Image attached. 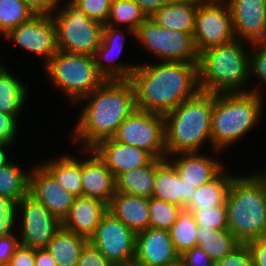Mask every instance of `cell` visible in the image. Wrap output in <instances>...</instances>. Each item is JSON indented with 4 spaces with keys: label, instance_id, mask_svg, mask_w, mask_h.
Segmentation results:
<instances>
[{
    "label": "cell",
    "instance_id": "cell-1",
    "mask_svg": "<svg viewBox=\"0 0 266 266\" xmlns=\"http://www.w3.org/2000/svg\"><path fill=\"white\" fill-rule=\"evenodd\" d=\"M130 81L136 108L162 115L200 91L198 63L162 61L138 65Z\"/></svg>",
    "mask_w": 266,
    "mask_h": 266
},
{
    "label": "cell",
    "instance_id": "cell-2",
    "mask_svg": "<svg viewBox=\"0 0 266 266\" xmlns=\"http://www.w3.org/2000/svg\"><path fill=\"white\" fill-rule=\"evenodd\" d=\"M86 100L73 137L74 142H84L85 150L113 138L118 126L136 109L135 89L130 80H106L79 101Z\"/></svg>",
    "mask_w": 266,
    "mask_h": 266
},
{
    "label": "cell",
    "instance_id": "cell-3",
    "mask_svg": "<svg viewBox=\"0 0 266 266\" xmlns=\"http://www.w3.org/2000/svg\"><path fill=\"white\" fill-rule=\"evenodd\" d=\"M225 207L228 230L241 244L266 236V173L234 175Z\"/></svg>",
    "mask_w": 266,
    "mask_h": 266
},
{
    "label": "cell",
    "instance_id": "cell-4",
    "mask_svg": "<svg viewBox=\"0 0 266 266\" xmlns=\"http://www.w3.org/2000/svg\"><path fill=\"white\" fill-rule=\"evenodd\" d=\"M215 94L199 91L164 115L166 157L198 152L211 143V118Z\"/></svg>",
    "mask_w": 266,
    "mask_h": 266
},
{
    "label": "cell",
    "instance_id": "cell-5",
    "mask_svg": "<svg viewBox=\"0 0 266 266\" xmlns=\"http://www.w3.org/2000/svg\"><path fill=\"white\" fill-rule=\"evenodd\" d=\"M250 55L244 41L203 50L198 60V82L202 92L212 94L244 93L241 86L250 77Z\"/></svg>",
    "mask_w": 266,
    "mask_h": 266
},
{
    "label": "cell",
    "instance_id": "cell-6",
    "mask_svg": "<svg viewBox=\"0 0 266 266\" xmlns=\"http://www.w3.org/2000/svg\"><path fill=\"white\" fill-rule=\"evenodd\" d=\"M259 95L257 89L215 94L211 118V144L215 152L240 140L259 121L263 104Z\"/></svg>",
    "mask_w": 266,
    "mask_h": 266
},
{
    "label": "cell",
    "instance_id": "cell-7",
    "mask_svg": "<svg viewBox=\"0 0 266 266\" xmlns=\"http://www.w3.org/2000/svg\"><path fill=\"white\" fill-rule=\"evenodd\" d=\"M44 66L47 76L74 104L106 81L90 55L58 50Z\"/></svg>",
    "mask_w": 266,
    "mask_h": 266
},
{
    "label": "cell",
    "instance_id": "cell-8",
    "mask_svg": "<svg viewBox=\"0 0 266 266\" xmlns=\"http://www.w3.org/2000/svg\"><path fill=\"white\" fill-rule=\"evenodd\" d=\"M52 15L57 30L58 49L72 54L94 56L102 37L103 25L91 20L72 0Z\"/></svg>",
    "mask_w": 266,
    "mask_h": 266
},
{
    "label": "cell",
    "instance_id": "cell-9",
    "mask_svg": "<svg viewBox=\"0 0 266 266\" xmlns=\"http://www.w3.org/2000/svg\"><path fill=\"white\" fill-rule=\"evenodd\" d=\"M135 37L160 60L198 63L199 53L192 34L161 27L148 17L136 29Z\"/></svg>",
    "mask_w": 266,
    "mask_h": 266
},
{
    "label": "cell",
    "instance_id": "cell-10",
    "mask_svg": "<svg viewBox=\"0 0 266 266\" xmlns=\"http://www.w3.org/2000/svg\"><path fill=\"white\" fill-rule=\"evenodd\" d=\"M113 139L166 158L164 115L135 109L119 126Z\"/></svg>",
    "mask_w": 266,
    "mask_h": 266
},
{
    "label": "cell",
    "instance_id": "cell-11",
    "mask_svg": "<svg viewBox=\"0 0 266 266\" xmlns=\"http://www.w3.org/2000/svg\"><path fill=\"white\" fill-rule=\"evenodd\" d=\"M193 39L199 54L236 39L231 12L225 0H199Z\"/></svg>",
    "mask_w": 266,
    "mask_h": 266
},
{
    "label": "cell",
    "instance_id": "cell-12",
    "mask_svg": "<svg viewBox=\"0 0 266 266\" xmlns=\"http://www.w3.org/2000/svg\"><path fill=\"white\" fill-rule=\"evenodd\" d=\"M136 233L107 211L89 239L109 261L116 266L134 262Z\"/></svg>",
    "mask_w": 266,
    "mask_h": 266
},
{
    "label": "cell",
    "instance_id": "cell-13",
    "mask_svg": "<svg viewBox=\"0 0 266 266\" xmlns=\"http://www.w3.org/2000/svg\"><path fill=\"white\" fill-rule=\"evenodd\" d=\"M19 208L23 212L20 245L33 249L46 248L62 227L61 221L30 194L17 203Z\"/></svg>",
    "mask_w": 266,
    "mask_h": 266
},
{
    "label": "cell",
    "instance_id": "cell-14",
    "mask_svg": "<svg viewBox=\"0 0 266 266\" xmlns=\"http://www.w3.org/2000/svg\"><path fill=\"white\" fill-rule=\"evenodd\" d=\"M6 38L32 53L43 55L45 64L59 50L57 30L52 15H34L10 31Z\"/></svg>",
    "mask_w": 266,
    "mask_h": 266
},
{
    "label": "cell",
    "instance_id": "cell-15",
    "mask_svg": "<svg viewBox=\"0 0 266 266\" xmlns=\"http://www.w3.org/2000/svg\"><path fill=\"white\" fill-rule=\"evenodd\" d=\"M236 39L251 43L266 39V0H225ZM244 38V39H243Z\"/></svg>",
    "mask_w": 266,
    "mask_h": 266
},
{
    "label": "cell",
    "instance_id": "cell-16",
    "mask_svg": "<svg viewBox=\"0 0 266 266\" xmlns=\"http://www.w3.org/2000/svg\"><path fill=\"white\" fill-rule=\"evenodd\" d=\"M29 194L61 222L76 198L66 191L42 165L36 166L34 171L30 172Z\"/></svg>",
    "mask_w": 266,
    "mask_h": 266
},
{
    "label": "cell",
    "instance_id": "cell-17",
    "mask_svg": "<svg viewBox=\"0 0 266 266\" xmlns=\"http://www.w3.org/2000/svg\"><path fill=\"white\" fill-rule=\"evenodd\" d=\"M179 260L170 232L149 227L136 235L134 262L141 266H168Z\"/></svg>",
    "mask_w": 266,
    "mask_h": 266
},
{
    "label": "cell",
    "instance_id": "cell-18",
    "mask_svg": "<svg viewBox=\"0 0 266 266\" xmlns=\"http://www.w3.org/2000/svg\"><path fill=\"white\" fill-rule=\"evenodd\" d=\"M116 178L122 172L148 165L154 157L147 151L113 138L99 141L91 148Z\"/></svg>",
    "mask_w": 266,
    "mask_h": 266
},
{
    "label": "cell",
    "instance_id": "cell-19",
    "mask_svg": "<svg viewBox=\"0 0 266 266\" xmlns=\"http://www.w3.org/2000/svg\"><path fill=\"white\" fill-rule=\"evenodd\" d=\"M119 35H121V37ZM122 35L123 32H119L118 28H115L114 26L103 25L101 42L93 57L97 65L98 72L106 80H130L136 67L138 66L131 64L124 65L113 62L120 57V53L123 50L125 36L123 35L122 37ZM114 52L116 53L115 56H113ZM110 54H112V57ZM100 58H104L108 62L112 61V63L106 65L105 62L103 63V61H100Z\"/></svg>",
    "mask_w": 266,
    "mask_h": 266
},
{
    "label": "cell",
    "instance_id": "cell-20",
    "mask_svg": "<svg viewBox=\"0 0 266 266\" xmlns=\"http://www.w3.org/2000/svg\"><path fill=\"white\" fill-rule=\"evenodd\" d=\"M196 188L182 179L168 158H156L155 184L152 197L186 207Z\"/></svg>",
    "mask_w": 266,
    "mask_h": 266
},
{
    "label": "cell",
    "instance_id": "cell-21",
    "mask_svg": "<svg viewBox=\"0 0 266 266\" xmlns=\"http://www.w3.org/2000/svg\"><path fill=\"white\" fill-rule=\"evenodd\" d=\"M89 159L81 161L82 196L98 199L107 205L116 193V178L92 149Z\"/></svg>",
    "mask_w": 266,
    "mask_h": 266
},
{
    "label": "cell",
    "instance_id": "cell-22",
    "mask_svg": "<svg viewBox=\"0 0 266 266\" xmlns=\"http://www.w3.org/2000/svg\"><path fill=\"white\" fill-rule=\"evenodd\" d=\"M107 211L108 205L98 199L76 197L68 214L61 222L62 227L89 240Z\"/></svg>",
    "mask_w": 266,
    "mask_h": 266
},
{
    "label": "cell",
    "instance_id": "cell-23",
    "mask_svg": "<svg viewBox=\"0 0 266 266\" xmlns=\"http://www.w3.org/2000/svg\"><path fill=\"white\" fill-rule=\"evenodd\" d=\"M149 199L116 192L108 211L136 234L150 227Z\"/></svg>",
    "mask_w": 266,
    "mask_h": 266
},
{
    "label": "cell",
    "instance_id": "cell-24",
    "mask_svg": "<svg viewBox=\"0 0 266 266\" xmlns=\"http://www.w3.org/2000/svg\"><path fill=\"white\" fill-rule=\"evenodd\" d=\"M179 156L180 158L171 163L179 176L195 188L209 183L224 170L219 161L202 156L198 152L180 153Z\"/></svg>",
    "mask_w": 266,
    "mask_h": 266
},
{
    "label": "cell",
    "instance_id": "cell-25",
    "mask_svg": "<svg viewBox=\"0 0 266 266\" xmlns=\"http://www.w3.org/2000/svg\"><path fill=\"white\" fill-rule=\"evenodd\" d=\"M199 0H182L164 4L150 18L159 26L193 35Z\"/></svg>",
    "mask_w": 266,
    "mask_h": 266
},
{
    "label": "cell",
    "instance_id": "cell-26",
    "mask_svg": "<svg viewBox=\"0 0 266 266\" xmlns=\"http://www.w3.org/2000/svg\"><path fill=\"white\" fill-rule=\"evenodd\" d=\"M156 173V159L148 165L122 172L116 177V192L151 198Z\"/></svg>",
    "mask_w": 266,
    "mask_h": 266
},
{
    "label": "cell",
    "instance_id": "cell-27",
    "mask_svg": "<svg viewBox=\"0 0 266 266\" xmlns=\"http://www.w3.org/2000/svg\"><path fill=\"white\" fill-rule=\"evenodd\" d=\"M88 241L61 227L46 248L58 266H77L81 251Z\"/></svg>",
    "mask_w": 266,
    "mask_h": 266
},
{
    "label": "cell",
    "instance_id": "cell-28",
    "mask_svg": "<svg viewBox=\"0 0 266 266\" xmlns=\"http://www.w3.org/2000/svg\"><path fill=\"white\" fill-rule=\"evenodd\" d=\"M223 171L212 181L196 188L192 201L185 207L192 213L200 209L225 206L229 185L233 175H226Z\"/></svg>",
    "mask_w": 266,
    "mask_h": 266
},
{
    "label": "cell",
    "instance_id": "cell-29",
    "mask_svg": "<svg viewBox=\"0 0 266 266\" xmlns=\"http://www.w3.org/2000/svg\"><path fill=\"white\" fill-rule=\"evenodd\" d=\"M53 178L75 197L82 196L81 161L70 155L41 164Z\"/></svg>",
    "mask_w": 266,
    "mask_h": 266
},
{
    "label": "cell",
    "instance_id": "cell-30",
    "mask_svg": "<svg viewBox=\"0 0 266 266\" xmlns=\"http://www.w3.org/2000/svg\"><path fill=\"white\" fill-rule=\"evenodd\" d=\"M196 240L197 246L206 252L215 263L241 244L228 229L198 228Z\"/></svg>",
    "mask_w": 266,
    "mask_h": 266
},
{
    "label": "cell",
    "instance_id": "cell-31",
    "mask_svg": "<svg viewBox=\"0 0 266 266\" xmlns=\"http://www.w3.org/2000/svg\"><path fill=\"white\" fill-rule=\"evenodd\" d=\"M3 66L0 69V112L17 120L26 99V87Z\"/></svg>",
    "mask_w": 266,
    "mask_h": 266
},
{
    "label": "cell",
    "instance_id": "cell-32",
    "mask_svg": "<svg viewBox=\"0 0 266 266\" xmlns=\"http://www.w3.org/2000/svg\"><path fill=\"white\" fill-rule=\"evenodd\" d=\"M197 230L198 225L193 213L185 207L181 208L176 222L169 230L174 249L179 256L197 247Z\"/></svg>",
    "mask_w": 266,
    "mask_h": 266
},
{
    "label": "cell",
    "instance_id": "cell-33",
    "mask_svg": "<svg viewBox=\"0 0 266 266\" xmlns=\"http://www.w3.org/2000/svg\"><path fill=\"white\" fill-rule=\"evenodd\" d=\"M20 167L9 163L0 167V195L20 202L29 194L30 172L22 171Z\"/></svg>",
    "mask_w": 266,
    "mask_h": 266
},
{
    "label": "cell",
    "instance_id": "cell-34",
    "mask_svg": "<svg viewBox=\"0 0 266 266\" xmlns=\"http://www.w3.org/2000/svg\"><path fill=\"white\" fill-rule=\"evenodd\" d=\"M146 14L133 0H112L110 13L105 25L126 24L135 36L136 29L147 19Z\"/></svg>",
    "mask_w": 266,
    "mask_h": 266
},
{
    "label": "cell",
    "instance_id": "cell-35",
    "mask_svg": "<svg viewBox=\"0 0 266 266\" xmlns=\"http://www.w3.org/2000/svg\"><path fill=\"white\" fill-rule=\"evenodd\" d=\"M34 15V12L21 0H0V33L6 36Z\"/></svg>",
    "mask_w": 266,
    "mask_h": 266
},
{
    "label": "cell",
    "instance_id": "cell-36",
    "mask_svg": "<svg viewBox=\"0 0 266 266\" xmlns=\"http://www.w3.org/2000/svg\"><path fill=\"white\" fill-rule=\"evenodd\" d=\"M150 227L170 230L176 222L181 206L154 197L149 198Z\"/></svg>",
    "mask_w": 266,
    "mask_h": 266
},
{
    "label": "cell",
    "instance_id": "cell-37",
    "mask_svg": "<svg viewBox=\"0 0 266 266\" xmlns=\"http://www.w3.org/2000/svg\"><path fill=\"white\" fill-rule=\"evenodd\" d=\"M198 228L206 229H228L227 213L225 206L210 207L207 209H200L193 213Z\"/></svg>",
    "mask_w": 266,
    "mask_h": 266
},
{
    "label": "cell",
    "instance_id": "cell-38",
    "mask_svg": "<svg viewBox=\"0 0 266 266\" xmlns=\"http://www.w3.org/2000/svg\"><path fill=\"white\" fill-rule=\"evenodd\" d=\"M91 20L105 25L112 0H72Z\"/></svg>",
    "mask_w": 266,
    "mask_h": 266
},
{
    "label": "cell",
    "instance_id": "cell-39",
    "mask_svg": "<svg viewBox=\"0 0 266 266\" xmlns=\"http://www.w3.org/2000/svg\"><path fill=\"white\" fill-rule=\"evenodd\" d=\"M17 202L0 195V236L10 235L15 225Z\"/></svg>",
    "mask_w": 266,
    "mask_h": 266
},
{
    "label": "cell",
    "instance_id": "cell-40",
    "mask_svg": "<svg viewBox=\"0 0 266 266\" xmlns=\"http://www.w3.org/2000/svg\"><path fill=\"white\" fill-rule=\"evenodd\" d=\"M250 44L257 48L253 54H250L249 73L250 75L254 73L262 83L266 84V39Z\"/></svg>",
    "mask_w": 266,
    "mask_h": 266
},
{
    "label": "cell",
    "instance_id": "cell-41",
    "mask_svg": "<svg viewBox=\"0 0 266 266\" xmlns=\"http://www.w3.org/2000/svg\"><path fill=\"white\" fill-rule=\"evenodd\" d=\"M215 266H254V259L247 244H240L227 254Z\"/></svg>",
    "mask_w": 266,
    "mask_h": 266
},
{
    "label": "cell",
    "instance_id": "cell-42",
    "mask_svg": "<svg viewBox=\"0 0 266 266\" xmlns=\"http://www.w3.org/2000/svg\"><path fill=\"white\" fill-rule=\"evenodd\" d=\"M77 266H116L109 261L91 242H87L80 254Z\"/></svg>",
    "mask_w": 266,
    "mask_h": 266
},
{
    "label": "cell",
    "instance_id": "cell-43",
    "mask_svg": "<svg viewBox=\"0 0 266 266\" xmlns=\"http://www.w3.org/2000/svg\"><path fill=\"white\" fill-rule=\"evenodd\" d=\"M184 266H215V262L198 246L179 256Z\"/></svg>",
    "mask_w": 266,
    "mask_h": 266
},
{
    "label": "cell",
    "instance_id": "cell-44",
    "mask_svg": "<svg viewBox=\"0 0 266 266\" xmlns=\"http://www.w3.org/2000/svg\"><path fill=\"white\" fill-rule=\"evenodd\" d=\"M16 121L13 116L0 112V143H13L18 127Z\"/></svg>",
    "mask_w": 266,
    "mask_h": 266
},
{
    "label": "cell",
    "instance_id": "cell-45",
    "mask_svg": "<svg viewBox=\"0 0 266 266\" xmlns=\"http://www.w3.org/2000/svg\"><path fill=\"white\" fill-rule=\"evenodd\" d=\"M20 241L12 234L0 236V264L8 265Z\"/></svg>",
    "mask_w": 266,
    "mask_h": 266
},
{
    "label": "cell",
    "instance_id": "cell-46",
    "mask_svg": "<svg viewBox=\"0 0 266 266\" xmlns=\"http://www.w3.org/2000/svg\"><path fill=\"white\" fill-rule=\"evenodd\" d=\"M7 266H35L34 249L19 245Z\"/></svg>",
    "mask_w": 266,
    "mask_h": 266
},
{
    "label": "cell",
    "instance_id": "cell-47",
    "mask_svg": "<svg viewBox=\"0 0 266 266\" xmlns=\"http://www.w3.org/2000/svg\"><path fill=\"white\" fill-rule=\"evenodd\" d=\"M35 15H52L59 0H21Z\"/></svg>",
    "mask_w": 266,
    "mask_h": 266
},
{
    "label": "cell",
    "instance_id": "cell-48",
    "mask_svg": "<svg viewBox=\"0 0 266 266\" xmlns=\"http://www.w3.org/2000/svg\"><path fill=\"white\" fill-rule=\"evenodd\" d=\"M247 245L252 253L254 265L266 266V236L252 240Z\"/></svg>",
    "mask_w": 266,
    "mask_h": 266
},
{
    "label": "cell",
    "instance_id": "cell-49",
    "mask_svg": "<svg viewBox=\"0 0 266 266\" xmlns=\"http://www.w3.org/2000/svg\"><path fill=\"white\" fill-rule=\"evenodd\" d=\"M35 266H58L47 248L34 249Z\"/></svg>",
    "mask_w": 266,
    "mask_h": 266
},
{
    "label": "cell",
    "instance_id": "cell-50",
    "mask_svg": "<svg viewBox=\"0 0 266 266\" xmlns=\"http://www.w3.org/2000/svg\"><path fill=\"white\" fill-rule=\"evenodd\" d=\"M147 17H151L156 11H158L163 5L162 0H133Z\"/></svg>",
    "mask_w": 266,
    "mask_h": 266
},
{
    "label": "cell",
    "instance_id": "cell-51",
    "mask_svg": "<svg viewBox=\"0 0 266 266\" xmlns=\"http://www.w3.org/2000/svg\"><path fill=\"white\" fill-rule=\"evenodd\" d=\"M7 146H10V144H8V143H5V144L1 143L0 144V167L7 166L10 163V161H8V158L6 156V152L4 151V149Z\"/></svg>",
    "mask_w": 266,
    "mask_h": 266
},
{
    "label": "cell",
    "instance_id": "cell-52",
    "mask_svg": "<svg viewBox=\"0 0 266 266\" xmlns=\"http://www.w3.org/2000/svg\"><path fill=\"white\" fill-rule=\"evenodd\" d=\"M168 266H184V265H183V263L180 260H178L177 262H175V263H173L171 265H168Z\"/></svg>",
    "mask_w": 266,
    "mask_h": 266
},
{
    "label": "cell",
    "instance_id": "cell-53",
    "mask_svg": "<svg viewBox=\"0 0 266 266\" xmlns=\"http://www.w3.org/2000/svg\"><path fill=\"white\" fill-rule=\"evenodd\" d=\"M119 266H141V265H138L137 263L132 262V263H129V264H123V265H119Z\"/></svg>",
    "mask_w": 266,
    "mask_h": 266
},
{
    "label": "cell",
    "instance_id": "cell-54",
    "mask_svg": "<svg viewBox=\"0 0 266 266\" xmlns=\"http://www.w3.org/2000/svg\"><path fill=\"white\" fill-rule=\"evenodd\" d=\"M164 4L170 3V2H176V1H182V0H162Z\"/></svg>",
    "mask_w": 266,
    "mask_h": 266
}]
</instances>
